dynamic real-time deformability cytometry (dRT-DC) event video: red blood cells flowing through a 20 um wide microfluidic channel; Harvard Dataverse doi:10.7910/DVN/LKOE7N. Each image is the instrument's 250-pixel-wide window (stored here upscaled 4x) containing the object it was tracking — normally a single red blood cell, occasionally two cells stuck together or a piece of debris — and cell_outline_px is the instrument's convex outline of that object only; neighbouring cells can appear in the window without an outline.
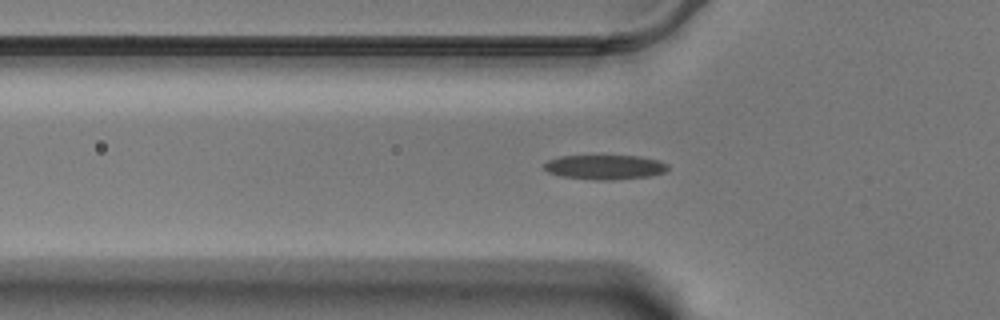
{"species": "Egyptian fruit bat (a non-hibernating species)", "species_latin": "Rousettus aegyptiacus", "temperature_condition": "warm", "stored_images_in_passage": 55, "camera_frame_rate_fps": 3000, "um_per_image_px": 0.085, "animal": {"sex": "male"}, "frame": {"image": 1, "passage_image": 15, "time_ms": 4.667, "image_size_px": [1000, 320], "cell_outline_px": [[668, 168], [664, 172], [652, 176], [612, 180], [596, 180], [560, 176], [548, 172], [544, 168], [544, 164], [548, 160], [560, 156], [640, 156], [660, 160], [668, 164]], "centroid_in_image_um": [51.44, 14.21], "position_along_channel_um": 74.4, "area_um2": 17.8}}
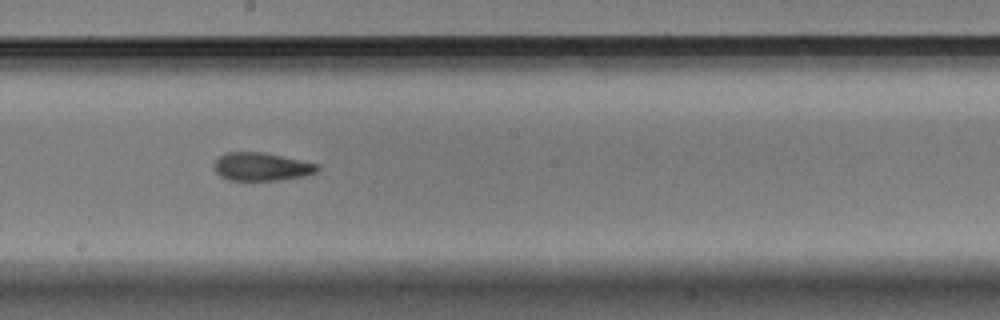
{"frame": {"image": 2, "passage_image": 28, "time_ms": 9.0, "image_size_px": [1000, 320], "cell_outline_px": [[320, 168], [316, 172], [304, 176], [280, 180], [228, 180], [220, 176], [212, 168], [212, 164], [220, 156], [228, 152], [264, 152], [320, 164]], "centroid_in_image_um": [22.22, 14.17], "position_along_channel_um": 226.0, "area_um2": 17.11}}
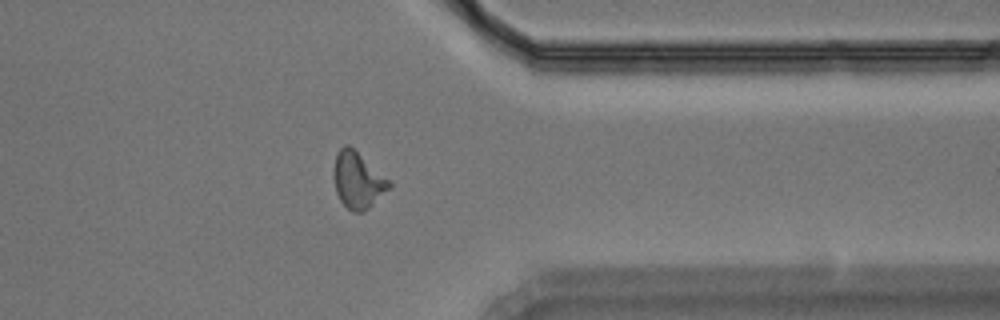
{"frame": {"image": 3, "passage_image": 42, "time_ms": 13.667, "image_size_px": [1000, 320], "cell_outline_px": [[392, 188], [368, 208], [360, 212], [352, 212], [340, 200], [336, 192], [332, 176], [332, 172], [336, 152], [344, 144], [348, 144], [392, 180]], "centroid_in_image_um": [30.43, 15.29], "position_along_channel_um": 381.0, "area_um2": 18.67}, "authors_computed_cell_mechanics": {"area_um2": 17.2822, "velocity_mm_per_s": 3.4721, "shape_relaxation_time_tau1_ms": 7.2471, "shape_relaxation_time_tau2_ms": 4.3707, "deformation_change_tau1": 0.2089, "deformation_change_tau2": 0.1118}}